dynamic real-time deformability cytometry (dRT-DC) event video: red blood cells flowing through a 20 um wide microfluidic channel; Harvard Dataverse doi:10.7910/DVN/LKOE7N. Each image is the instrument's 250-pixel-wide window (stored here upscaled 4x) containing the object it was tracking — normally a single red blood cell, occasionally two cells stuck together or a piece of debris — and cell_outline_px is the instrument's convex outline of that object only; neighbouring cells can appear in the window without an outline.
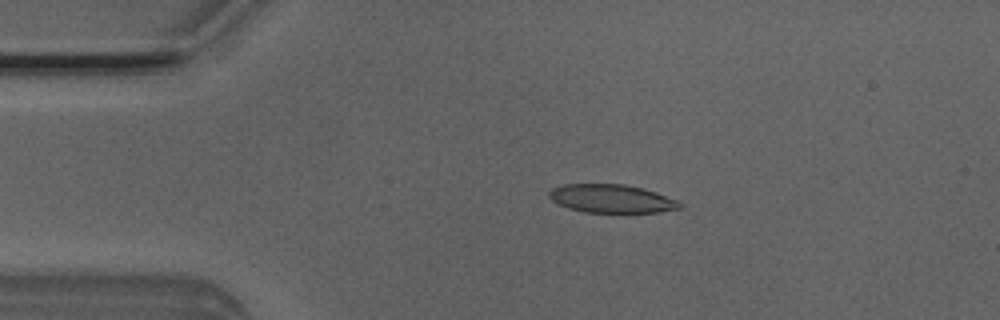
{"species": "Egyptian fruit bat (a non-hibernating species)", "species_latin": "Rousettus aegyptiacus", "temperature_condition": "room temperature", "stored_images_in_passage": 43, "camera_frame_rate_fps": 3000, "um_per_image_px": 0.085, "animal": {"sex": "male"}, "frame": {"image": 1, "passage_image": 2, "time_ms": 0.333, "image_size_px": [1000, 320], "cell_outline_px": [[680, 208], [660, 212], [584, 212], [568, 208], [552, 200], [548, 196], [548, 192], [552, 188], [564, 184], [624, 184], [644, 188], [680, 200]], "centroid_in_image_um": [51.99, 16.87], "position_along_channel_um": 33.0, "area_um2": 21.62}}
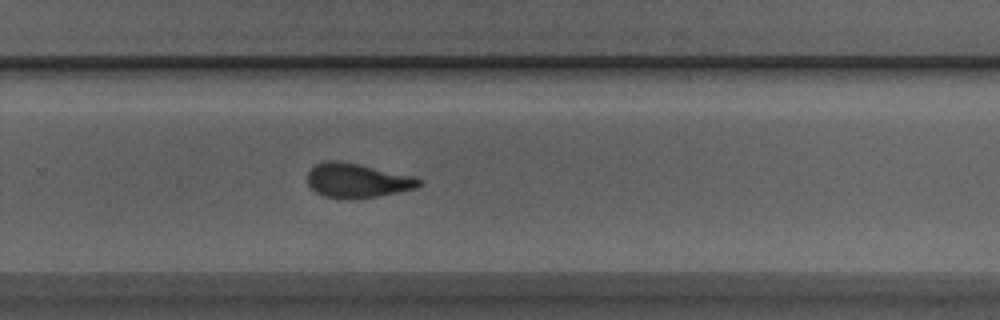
{"frame": {"image": 2, "passage_image": 25, "time_ms": 8.0, "image_size_px": [1000, 320], "cell_outline_px": [[424, 184], [416, 188], [380, 196], [356, 200], [348, 200], [324, 196], [316, 192], [308, 184], [308, 172], [316, 164], [324, 160], [340, 160], [412, 176], [424, 180]], "centroid_in_image_um": [30.38, 15.36], "position_along_channel_um": 299.4, "area_um2": 22.6}}
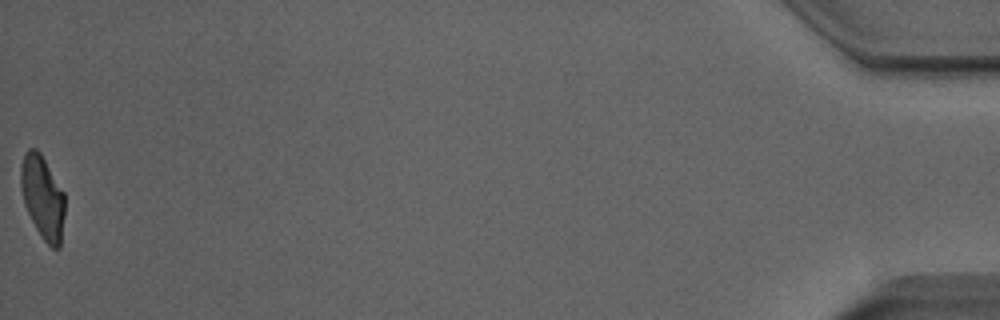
{"frame": {"image": 3, "passage_image": 43, "time_ms": 14.0, "image_size_px": [1000, 320], "cell_outline_px": [[64, 216], [60, 248], [52, 248], [40, 236], [24, 204], [20, 184], [20, 164], [24, 152], [28, 148], [36, 148], [40, 152], [64, 192]], "centroid_in_image_um": [3.61, 16.73], "position_along_channel_um": 431.6, "area_um2": 21.44}, "authors_computed_cell_mechanics": {"area_um2": 22.6576, "velocity_mm_per_s": 3.9865, "shape_relaxation_time_tau1_ms": 9.2374, "shape_relaxation_time_tau2_ms": 1.8098, "deformation_change_tau1": 0.2451, "deformation_change_tau2": 0.0995}}